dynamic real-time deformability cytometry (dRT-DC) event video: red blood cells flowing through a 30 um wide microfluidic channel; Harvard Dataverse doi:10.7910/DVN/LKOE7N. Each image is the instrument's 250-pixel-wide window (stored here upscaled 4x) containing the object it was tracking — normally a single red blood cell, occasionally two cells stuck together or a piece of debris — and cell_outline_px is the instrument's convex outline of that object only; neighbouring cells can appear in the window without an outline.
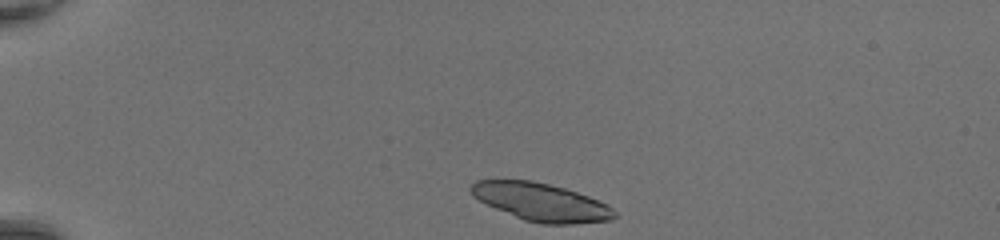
{"species": "common noctule bat (a hibernating species)", "species_latin": "Nyctalus noctula", "temperature_condition": "room temperature", "stored_images_in_passage": 14, "camera_frame_rate_fps": 3000, "um_per_image_px": 0.085, "animal": {"sex": "female", "body_mass_g": 20.0, "forearm_length_mm": 54.0}, "frame": {"image": 1, "passage_image": 1, "time_ms": 0.0, "image_size_px": [1000, 240], "cell_outline_px": [[616, 216], [612, 220], [576, 224], [540, 224], [524, 220], [484, 204], [472, 196], [468, 188], [476, 180], [532, 180], [564, 188], [588, 196], [608, 204], [616, 212]], "centroid_in_image_um": [45.97, 17.18], "position_along_channel_um": 39.0, "area_um2": 31.91}}